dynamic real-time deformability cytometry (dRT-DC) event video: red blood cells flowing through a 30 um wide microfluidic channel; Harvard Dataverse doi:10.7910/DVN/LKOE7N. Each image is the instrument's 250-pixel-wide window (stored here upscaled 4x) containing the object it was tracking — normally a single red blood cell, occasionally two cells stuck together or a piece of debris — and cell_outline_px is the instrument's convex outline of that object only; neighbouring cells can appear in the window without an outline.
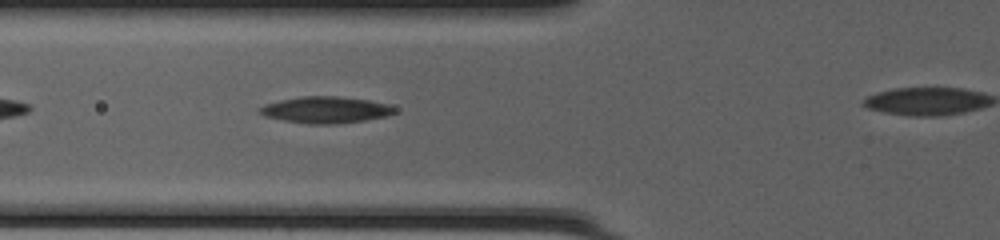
{"species": "common noctule bat (a hibernating species)", "species_latin": "Nyctalus noctula", "temperature_condition": "cold", "stored_images_in_passage": 32, "camera_frame_rate_fps": 3000, "um_per_image_px": 0.085, "animal": {"sex": "female", "body_mass_g": 20.0, "forearm_length_mm": 54.0}, "frame": {"image": 1, "passage_image": 5, "time_ms": 1.333, "image_size_px": [1000, 240], "cell_outline_px": [[396, 112], [388, 116], [364, 120], [336, 124], [308, 124], [284, 120], [264, 116], [260, 112], [260, 108], [264, 104], [280, 100], [304, 96], [336, 96], [368, 100], [388, 104], [396, 108]], "centroid_in_image_um": [27.71, 9.34], "position_along_channel_um": 98.1, "area_um2": 20.75}}
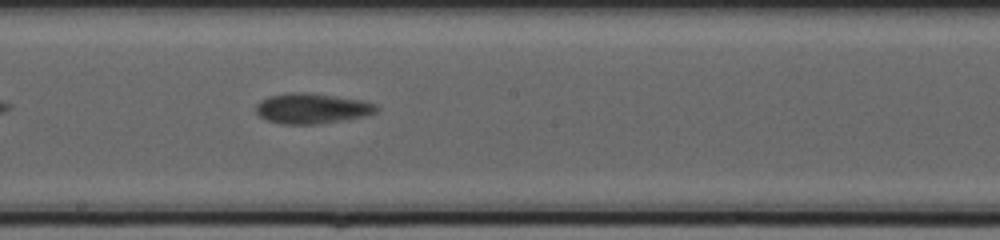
{"frame": {"image": 2, "passage_image": 14, "time_ms": 4.333, "image_size_px": [1000, 240], "cell_outline_px": [[380, 108], [376, 112], [364, 116], [316, 124], [284, 124], [268, 120], [260, 116], [256, 112], [256, 104], [260, 100], [268, 96], [296, 92], [308, 92], [360, 100], [376, 104]], "centroid_in_image_um": [26.5, 9.21], "position_along_channel_um": 221.7, "area_um2": 21.04}}
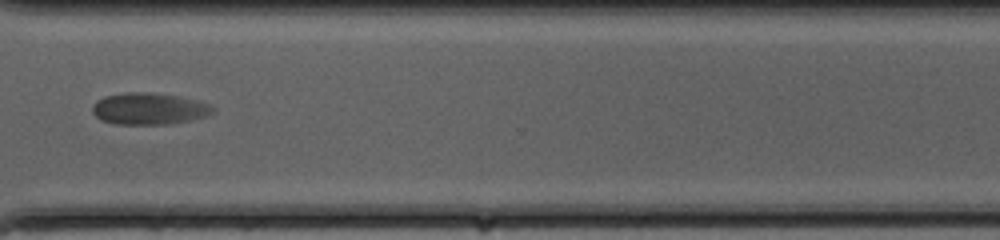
{"frame": {"image": 3, "passage_image": 24, "time_ms": 7.667, "image_size_px": [1000, 240], "cell_outline_px": [[216, 108], [212, 112], [204, 116], [188, 120], [164, 124], [112, 124], [100, 120], [92, 112], [92, 104], [96, 100], [104, 96], [132, 92], [148, 92], [176, 96], [196, 100], [212, 104]], "centroid_in_image_um": [12.62, 9.24], "position_along_channel_um": 358.0, "area_um2": 22.14}}